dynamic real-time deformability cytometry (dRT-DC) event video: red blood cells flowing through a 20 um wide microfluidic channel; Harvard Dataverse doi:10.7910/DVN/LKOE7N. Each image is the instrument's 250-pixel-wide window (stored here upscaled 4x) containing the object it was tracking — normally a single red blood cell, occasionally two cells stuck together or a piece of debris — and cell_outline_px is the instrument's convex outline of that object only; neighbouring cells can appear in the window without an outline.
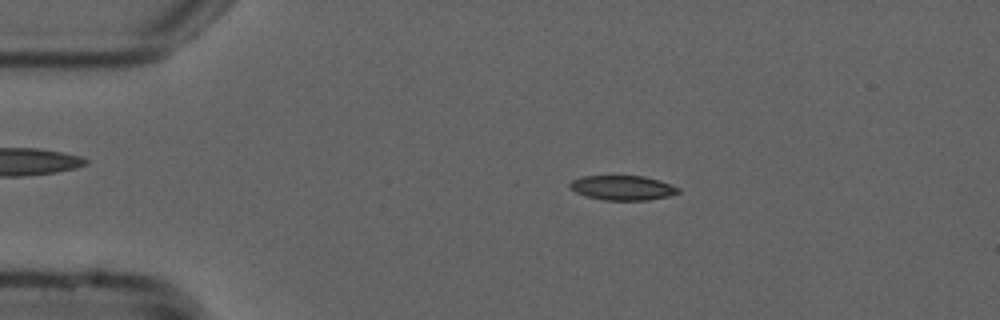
{"species": "common noctule bat (a hibernating species)", "species_latin": "Nyctalus noctula", "temperature_condition": "cold", "stored_images_in_passage": 50, "camera_frame_rate_fps": 3000, "um_per_image_px": 0.085, "animal": {"sex": "male", "forearm_length_mm": 52.5}, "frame": {"image": 1, "passage_image": 7, "time_ms": 2.0, "image_size_px": [1000, 320], "cell_outline_px": [[680, 192], [668, 196], [648, 200], [604, 200], [588, 196], [576, 192], [568, 188], [568, 184], [572, 180], [584, 176], [644, 176], [660, 180], [672, 184], [680, 188]], "centroid_in_image_um": [52.93, 15.96], "position_along_channel_um": 32.1, "area_um2": 15.61}}
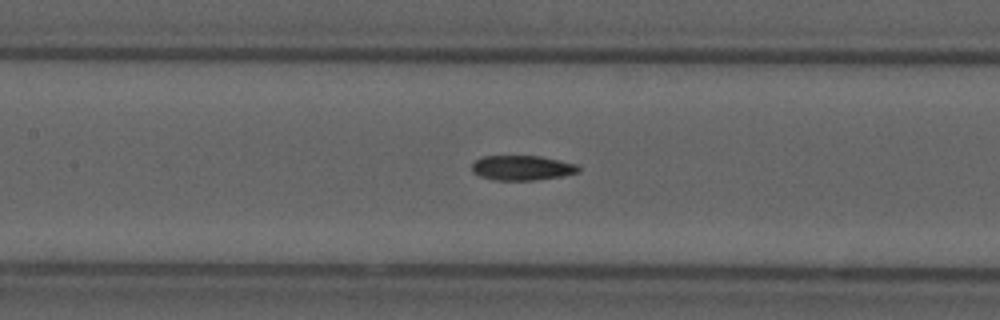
{"frame": {"image": 2, "passage_image": 21, "time_ms": 6.667, "image_size_px": [1000, 320], "cell_outline_px": [[580, 172], [560, 176], [536, 180], [496, 180], [480, 176], [472, 172], [472, 164], [476, 160], [484, 156], [540, 156], [576, 164], [580, 168]], "centroid_in_image_um": [44.37, 14.27], "position_along_channel_um": 163.0, "area_um2": 15.32}}
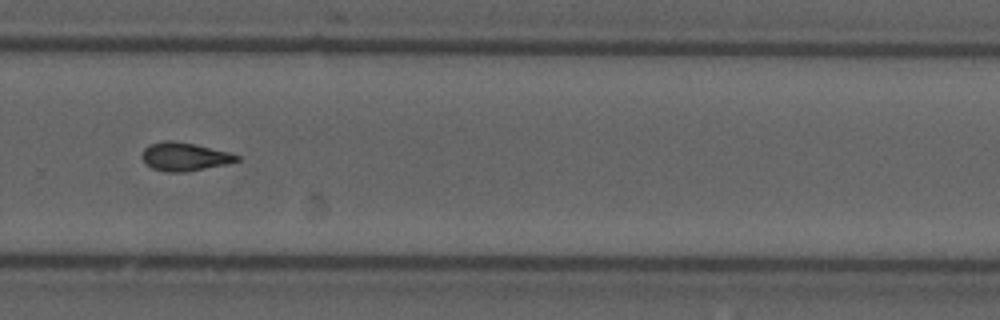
{"frame": {"image": 3, "passage_image": 33, "time_ms": 10.667, "image_size_px": [1000, 320], "cell_outline_px": [[240, 160], [228, 164], [188, 172], [164, 172], [152, 168], [144, 164], [140, 156], [144, 148], [152, 144], [168, 140], [172, 140], [232, 152], [240, 156]], "centroid_in_image_um": [15.69, 13.34], "position_along_channel_um": 314.1, "area_um2": 15.9}, "authors_computed_cell_mechanics": {"area_um2": 15.6927, "velocity_mm_per_s": 3.7897, "shape_relaxation_time_tau1_ms": 9.5076, "shape_relaxation_time_tau2_ms": 3.6748, "deformation_change_tau1": 0.1997, "deformation_change_tau2": 0.092}}